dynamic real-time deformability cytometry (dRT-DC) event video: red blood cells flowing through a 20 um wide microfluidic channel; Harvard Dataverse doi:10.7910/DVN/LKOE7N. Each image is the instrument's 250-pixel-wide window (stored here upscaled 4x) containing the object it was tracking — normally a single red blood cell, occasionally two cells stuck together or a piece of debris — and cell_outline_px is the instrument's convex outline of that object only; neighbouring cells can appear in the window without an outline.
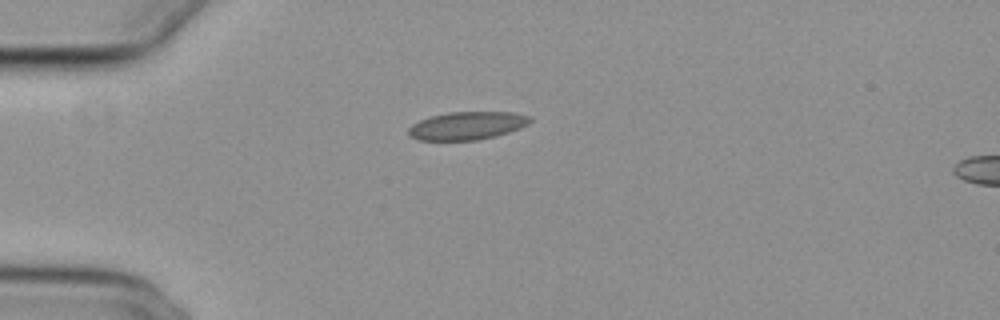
{"species": "common noctule bat (a hibernating species)", "species_latin": "Nyctalus noctula", "temperature_condition": "cold", "stored_images_in_passage": 42, "camera_frame_rate_fps": 3000, "um_per_image_px": 0.085, "animal": {"sex": "female", "body_mass_g": 29.2, "forearm_length_mm": 56.3}, "frame": {"image": 1, "passage_image": 1, "time_ms": 0.0, "image_size_px": [1000, 320], "cell_outline_px": [[532, 120], [528, 124], [520, 128], [496, 136], [476, 140], [420, 140], [408, 136], [408, 128], [412, 124], [420, 120], [432, 116], [448, 112], [512, 112], [528, 116]], "centroid_in_image_um": [39.68, 10.68], "position_along_channel_um": 45.3, "area_um2": 19.77}}
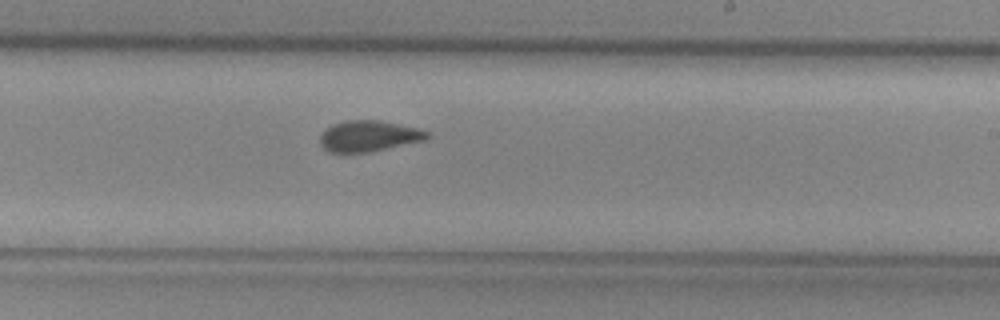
{"frame": {"image": 2, "passage_image": 20, "time_ms": 6.333, "image_size_px": [1000, 320], "cell_outline_px": [[432, 136], [424, 140], [368, 152], [328, 152], [320, 144], [320, 136], [332, 124], [344, 120], [380, 120], [420, 128], [432, 132]], "centroid_in_image_um": [31.39, 11.55], "position_along_channel_um": 257.6, "area_um2": 19.36}}
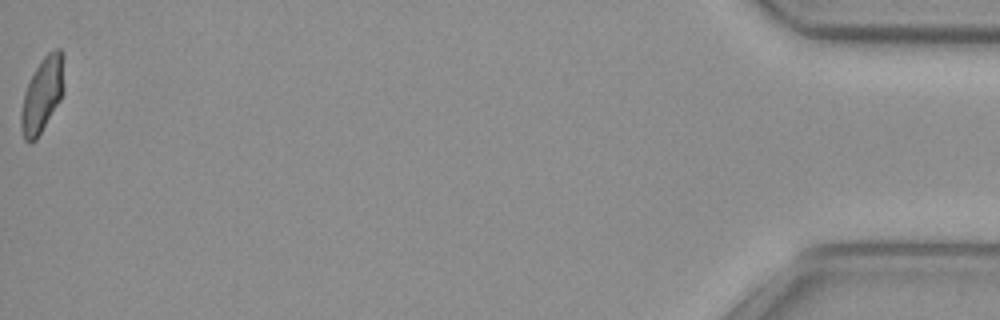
{"frame": {"image": 3, "passage_image": 42, "time_ms": 13.667, "image_size_px": [1000, 320], "cell_outline_px": [[64, 88], [60, 100], [36, 140], [28, 144], [24, 140], [20, 128], [20, 112], [24, 92], [40, 60], [48, 52], [56, 48], [60, 48]], "centroid_in_image_um": [3.55, 8.12], "position_along_channel_um": 431.7, "area_um2": 18.5}, "authors_computed_cell_mechanics": {"area_um2": 19.4497, "velocity_mm_per_s": 3.7275, "shape_relaxation_time_tau1_ms": null, "shape_relaxation_time_tau2_ms": 1.4047, "deformation_change_tau1": null, "deformation_change_tau2": 0.0417}}